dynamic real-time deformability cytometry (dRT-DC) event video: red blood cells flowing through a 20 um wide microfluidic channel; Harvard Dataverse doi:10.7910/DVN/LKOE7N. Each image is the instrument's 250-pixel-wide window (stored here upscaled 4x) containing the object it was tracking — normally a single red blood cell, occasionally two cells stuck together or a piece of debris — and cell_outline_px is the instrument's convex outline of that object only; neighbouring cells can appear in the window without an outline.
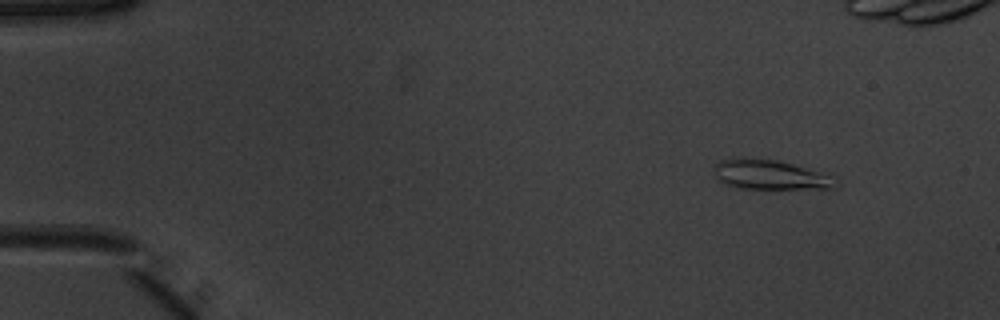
{"species": "common noctule bat (a hibernating species)", "species_latin": "Nyctalus noctula", "temperature_condition": "warm", "stored_images_in_passage": 53, "camera_frame_rate_fps": 3000, "um_per_image_px": 0.085, "animal": {"sex": "male", "body_mass_g": 20.1, "forearm_length_mm": 53.5}, "frame": {"image": 1, "passage_image": 6, "time_ms": 1.667, "image_size_px": [1000, 320], "cell_outline_px": [[840, 184], [836, 188], [740, 188], [724, 184], [716, 176], [716, 164], [720, 160], [776, 160], [832, 172], [836, 176]], "centroid_in_image_um": [65.7, 14.88], "position_along_channel_um": 19.3, "area_um2": 20.87}}
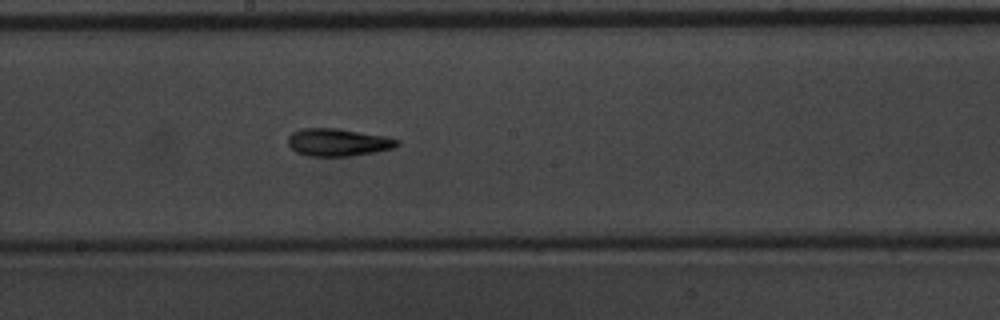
{"frame": {"image": 2, "passage_image": 29, "time_ms": 9.333, "image_size_px": [1000, 320], "cell_outline_px": [[400, 144], [392, 148], [376, 152], [352, 156], [308, 156], [296, 152], [288, 144], [288, 136], [292, 132], [300, 128], [336, 128], [388, 136], [400, 140]], "centroid_in_image_um": [28.74, 12.09], "position_along_channel_um": 219.5, "area_um2": 17.74}}
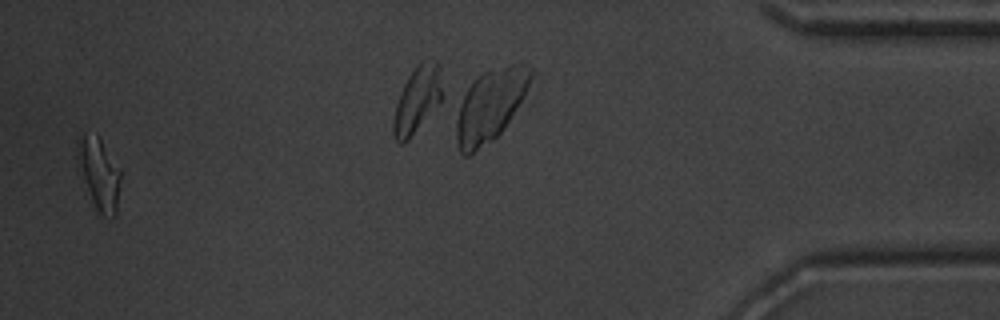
{"frame": {"image": 3, "passage_image": 51, "time_ms": 16.667, "image_size_px": [1000, 320], "cell_outline_px": [[120, 176], [116, 216], [112, 220], [100, 216], [92, 200], [76, 164], [76, 136], [84, 132], [96, 136], [100, 140], [120, 168]], "centroid_in_image_um": [8.38, 14.78], "position_along_channel_um": 426.8, "area_um2": 18.32}, "authors_computed_cell_mechanics": {"area_um2": 17.4556, "velocity_mm_per_s": 3.9444, "shape_relaxation_time_tau1_ms": 4.2508, "shape_relaxation_time_tau2_ms": 3.5045, "deformation_change_tau1": 0.1853, "deformation_change_tau2": 0.1446}}